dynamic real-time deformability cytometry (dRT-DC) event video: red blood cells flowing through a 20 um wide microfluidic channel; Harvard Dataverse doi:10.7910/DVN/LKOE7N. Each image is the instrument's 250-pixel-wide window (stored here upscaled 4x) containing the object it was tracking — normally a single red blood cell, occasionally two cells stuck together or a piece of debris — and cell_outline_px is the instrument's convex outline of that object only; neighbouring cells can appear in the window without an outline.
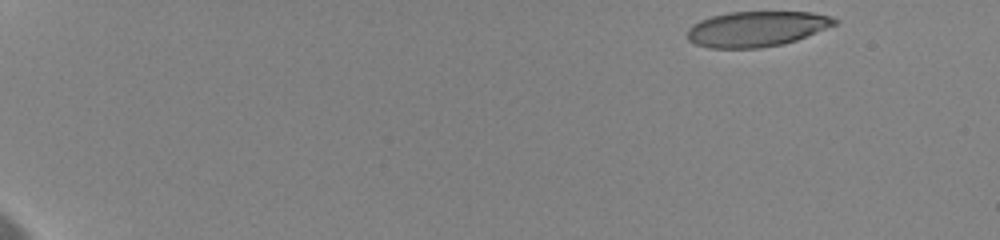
{"species": "human", "species_latin": "Homo sapiens", "temperature_condition": "cold", "stored_images_in_passage": 57, "camera_frame_rate_fps": 3000, "um_per_image_px": 0.085, "donor": {"sex": "female"}, "frame": {"image": 1, "passage_image": 1, "time_ms": 0.0, "image_size_px": [1000, 240], "cell_outline_px": [[840, 20], [836, 24], [796, 40], [780, 44], [760, 48], [708, 48], [696, 44], [688, 40], [688, 28], [692, 24], [700, 20], [712, 16], [728, 12], [812, 12], [832, 16]], "centroid_in_image_um": [64.3, 2.45], "position_along_channel_um": 20.7, "area_um2": 30.29}}
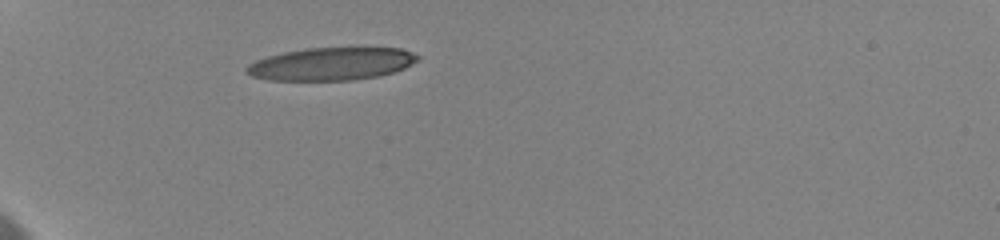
{"frame": {"image": 2, "passage_image": 29, "time_ms": 4.667, "image_size_px": [1000, 240], "cell_outline_px": [[420, 60], [404, 68], [380, 76], [352, 80], [268, 80], [252, 76], [244, 72], [244, 68], [248, 64], [256, 60], [268, 56], [284, 52], [308, 48], [400, 48], [412, 52], [420, 56]], "centroid_in_image_um": [28.16, 5.43], "position_along_channel_um": 56.8, "area_um2": 32.71}}